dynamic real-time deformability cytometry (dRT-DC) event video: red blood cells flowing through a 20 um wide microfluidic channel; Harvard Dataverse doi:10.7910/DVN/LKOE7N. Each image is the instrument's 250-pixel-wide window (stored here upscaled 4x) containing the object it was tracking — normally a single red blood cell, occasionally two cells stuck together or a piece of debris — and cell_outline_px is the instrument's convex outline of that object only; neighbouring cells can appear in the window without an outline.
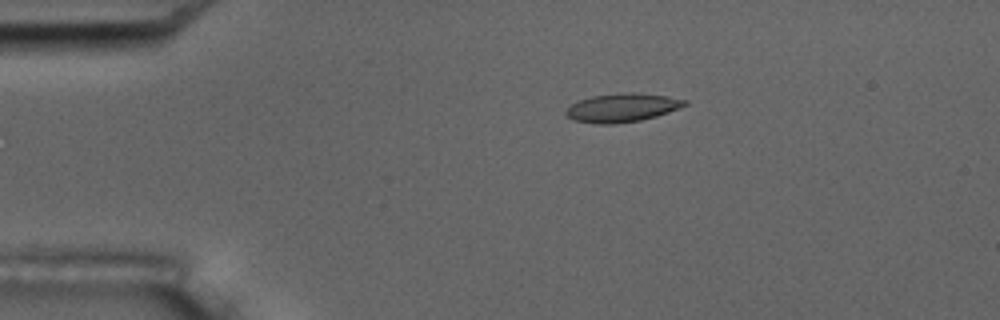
{"species": "common noctule bat (a hibernating species)", "species_latin": "Nyctalus noctula", "temperature_condition": "room temperature", "stored_images_in_passage": 49, "camera_frame_rate_fps": 3000, "um_per_image_px": 0.085, "animal": {"sex": "male", "body_mass_g": 17.5, "forearm_length_mm": 52.3}, "frame": {"image": 1, "passage_image": 5, "time_ms": 1.333, "image_size_px": [1000, 320], "cell_outline_px": [[688, 104], [680, 108], [656, 116], [640, 120], [616, 124], [596, 124], [572, 120], [564, 112], [572, 104], [580, 100], [592, 96], [624, 92], [640, 92], [668, 96], [688, 100]], "centroid_in_image_um": [52.91, 9.15], "position_along_channel_um": 32.1, "area_um2": 19.94}}
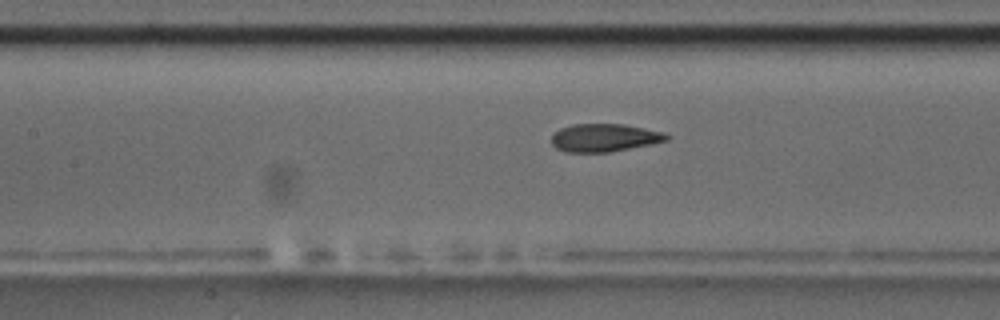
{"frame": {"image": 2, "passage_image": 19, "time_ms": 6.0, "image_size_px": [1000, 320], "cell_outline_px": [[672, 136], [668, 140], [652, 144], [612, 152], [564, 152], [556, 148], [552, 144], [552, 132], [560, 128], [572, 124], [624, 124], [664, 132]], "centroid_in_image_um": [51.38, 11.71], "position_along_channel_um": 156.0, "area_um2": 19.02}}
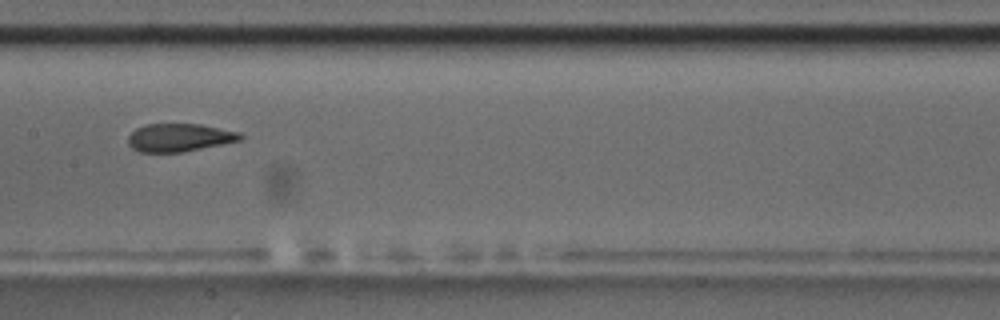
{"frame": {"image": 3, "passage_image": 22, "time_ms": 7.0, "image_size_px": [1000, 320], "cell_outline_px": [[244, 136], [240, 140], [184, 152], [140, 152], [132, 148], [128, 144], [128, 136], [136, 128], [144, 124], [200, 124], [240, 132]], "centroid_in_image_um": [15.23, 11.69], "position_along_channel_um": 192.2, "area_um2": 18.32}, "authors_computed_cell_mechanics": {"area_um2": 19.4786, "velocity_mm_per_s": 3.6441, "shape_relaxation_time_tau1_ms": null, "shape_relaxation_time_tau2_ms": 1.6793, "deformation_change_tau1": null, "deformation_change_tau2": 0.0712}}